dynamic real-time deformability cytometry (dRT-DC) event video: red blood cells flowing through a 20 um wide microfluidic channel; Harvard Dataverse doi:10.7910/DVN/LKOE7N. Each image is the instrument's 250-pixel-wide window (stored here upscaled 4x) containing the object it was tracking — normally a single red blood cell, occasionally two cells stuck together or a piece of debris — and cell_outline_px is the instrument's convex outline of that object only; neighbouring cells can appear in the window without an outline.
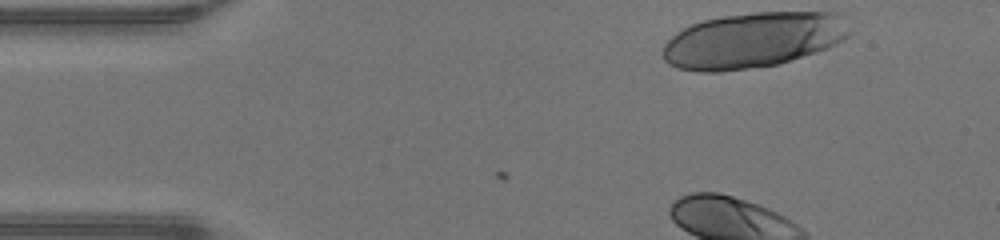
{"species": "human", "species_latin": "Homo sapiens", "temperature_condition": "warm", "stored_images_in_passage": 21, "camera_frame_rate_fps": 3000, "um_per_image_px": 0.085, "donor": {"sex": "male"}, "frame": {"image": 1, "passage_image": 1, "time_ms": 0.0, "image_size_px": [1000, 240], "cell_outline_px": [[852, 32], [844, 40], [828, 48], [780, 64], [720, 72], [700, 72], [676, 68], [668, 64], [664, 60], [664, 44], [676, 32], [692, 24], [704, 20], [724, 16], [752, 12], [836, 12]], "centroid_in_image_um": [64.0, 3.42], "position_along_channel_um": 21.0, "area_um2": 60.52}}